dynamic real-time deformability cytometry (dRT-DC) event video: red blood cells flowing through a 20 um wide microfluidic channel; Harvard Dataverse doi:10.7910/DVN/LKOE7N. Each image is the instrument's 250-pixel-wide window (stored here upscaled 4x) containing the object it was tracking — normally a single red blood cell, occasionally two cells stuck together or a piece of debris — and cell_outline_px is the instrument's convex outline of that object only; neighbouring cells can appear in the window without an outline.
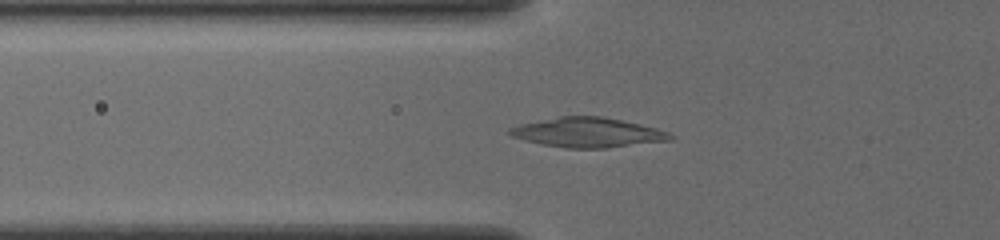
{"species": "common noctule bat (a hibernating species)", "species_latin": "Nyctalus noctula", "temperature_condition": "cold", "stored_images_in_passage": 54, "camera_frame_rate_fps": 3000, "um_per_image_px": 0.085, "animal": {"sex": "female", "body_mass_g": 19.5, "forearm_length_mm": 54.1}, "frame": {"image": 1, "passage_image": 21, "time_ms": 6.667, "image_size_px": [1000, 240], "cell_outline_px": [[676, 136], [672, 140], [608, 148], [564, 148], [524, 140], [512, 136], [508, 132], [508, 128], [520, 124], [560, 116], [604, 116], [640, 124], [656, 128], [668, 132]], "centroid_in_image_um": [49.99, 11.26], "position_along_channel_um": 75.8, "area_um2": 27.8}}
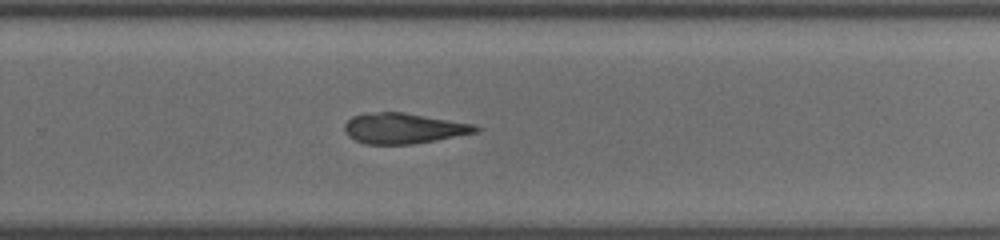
{"frame": {"image": 2, "passage_image": 38, "time_ms": 12.333, "image_size_px": [1000, 240], "cell_outline_px": [[480, 132], [436, 140], [412, 144], [364, 144], [348, 136], [344, 132], [344, 124], [352, 116], [380, 112], [404, 112], [476, 124], [480, 128]], "centroid_in_image_um": [34.34, 10.91], "position_along_channel_um": 295.5, "area_um2": 23.41}}
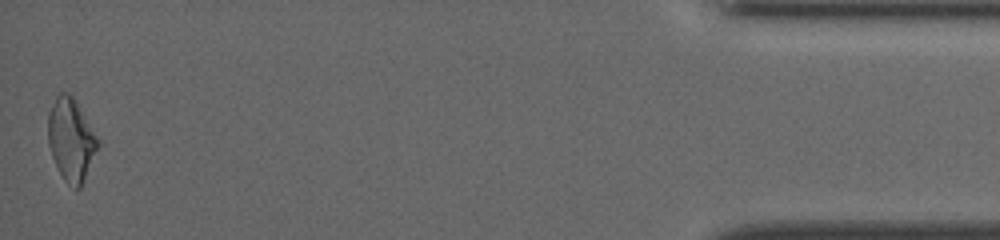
{"frame": {"image": 3, "passage_image": 54, "time_ms": 17.667, "image_size_px": [1000, 240], "cell_outline_px": [[100, 144], [80, 188], [76, 188], [68, 184], [64, 180], [52, 156], [48, 144], [48, 112], [56, 96], [60, 92], [68, 92], [72, 96], [100, 140]], "centroid_in_image_um": [6.04, 11.85], "position_along_channel_um": 429.2, "area_um2": 23.7}, "authors_computed_cell_mechanics": {"area_um2": 24.1604, "velocity_mm_per_s": 3.9109, "shape_relaxation_time_tau1_ms": null, "shape_relaxation_time_tau2_ms": 4.1518, "deformation_change_tau1": null, "deformation_change_tau2": 0.1109}}